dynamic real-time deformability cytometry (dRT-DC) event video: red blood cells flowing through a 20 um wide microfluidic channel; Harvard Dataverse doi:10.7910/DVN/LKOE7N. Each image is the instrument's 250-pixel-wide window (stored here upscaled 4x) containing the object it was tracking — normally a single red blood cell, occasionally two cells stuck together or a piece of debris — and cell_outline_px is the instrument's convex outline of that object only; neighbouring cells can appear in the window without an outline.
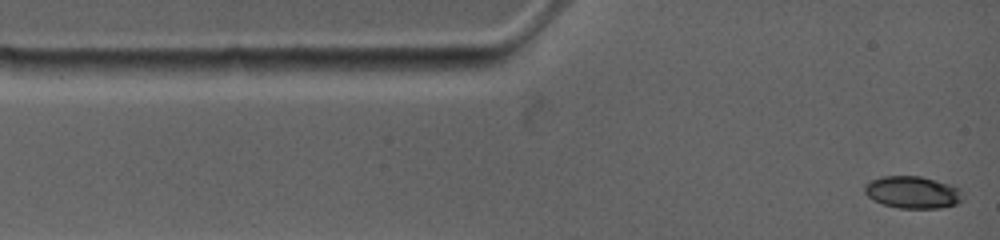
{"species": "common noctule bat (a hibernating species)", "species_latin": "Nyctalus noctula", "temperature_condition": "warm", "stored_images_in_passage": 31, "camera_frame_rate_fps": 4500, "um_per_image_px": 0.085, "animal": {"sex": "female", "body_mass_g": 19.0, "forearm_length_mm": 53.3}, "frame": {"image": 1, "passage_image": 1, "time_ms": 0.0, "image_size_px": [1000, 240], "cell_outline_px": [[964, 200], [956, 204], [940, 208], [900, 208], [884, 204], [872, 200], [864, 192], [864, 184], [880, 176], [920, 176], [936, 180], [960, 188], [964, 192]], "centroid_in_image_um": [77.6, 16.34], "position_along_channel_um": 7.4, "area_um2": 18.61}}
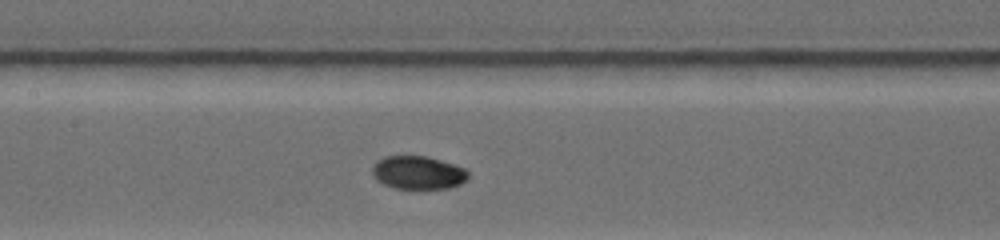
{"frame": {"image": 2, "passage_image": 14, "time_ms": 5.333, "image_size_px": [1000, 240], "cell_outline_px": [[468, 180], [460, 184], [448, 188], [392, 188], [376, 180], [372, 176], [372, 168], [384, 156], [428, 156], [464, 168], [468, 172]], "centroid_in_image_um": [35.53, 14.68], "position_along_channel_um": 171.9, "area_um2": 18.44}}
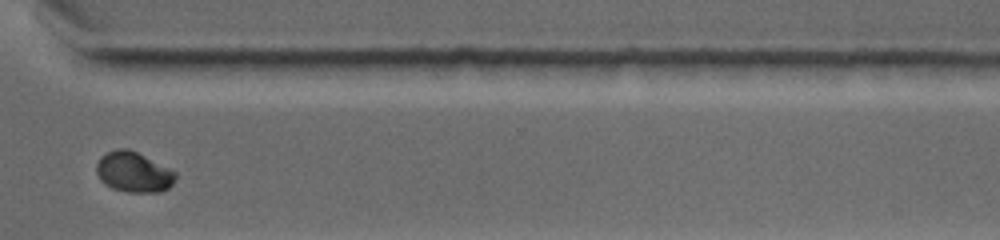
{"frame": {"image": 3, "passage_image": 27, "time_ms": 10.222, "image_size_px": [1000, 240], "cell_outline_px": [[176, 176], [172, 184], [168, 188], [160, 192], [128, 192], [112, 188], [104, 184], [100, 180], [96, 172], [96, 164], [100, 156], [116, 148], [128, 148], [176, 172]], "centroid_in_image_um": [11.31, 14.63], "position_along_channel_um": 359.3, "area_um2": 18.5}, "authors_computed_cell_mechanics": {"area_um2": 18.9584, "velocity_mm_per_s": 3.8271, "shape_relaxation_time_tau1_ms": 8.2981, "shape_relaxation_time_tau2_ms": null, "deformation_change_tau1": 0.2667, "deformation_change_tau2": null}}